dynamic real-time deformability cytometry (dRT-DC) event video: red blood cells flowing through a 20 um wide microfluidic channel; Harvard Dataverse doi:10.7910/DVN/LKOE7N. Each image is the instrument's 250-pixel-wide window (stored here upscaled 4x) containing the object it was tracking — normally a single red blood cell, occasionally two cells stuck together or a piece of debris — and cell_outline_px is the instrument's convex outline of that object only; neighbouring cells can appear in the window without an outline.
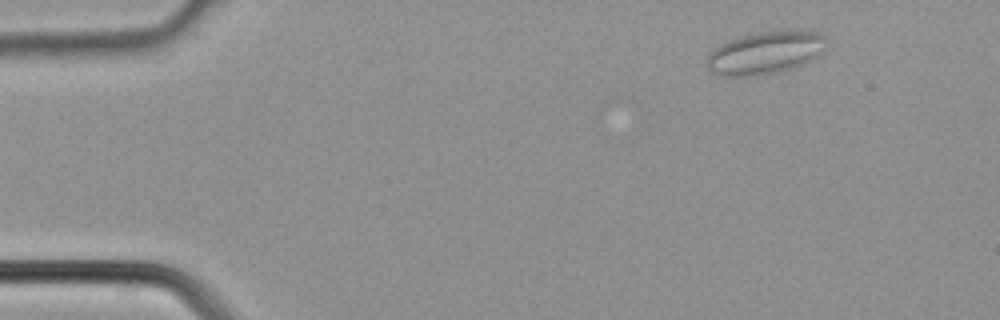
{"species": "common noctule bat (a hibernating species)", "species_latin": "Nyctalus noctula", "temperature_condition": "cold", "stored_images_in_passage": 3, "camera_frame_rate_fps": 3000, "um_per_image_px": 0.085, "animal": {"sex": "male", "body_mass_g": 21.5, "forearm_length_mm": 52.0}, "frame": {"image": 1, "passage_image": 1, "time_ms": 0.0, "image_size_px": [1000, 320], "cell_outline_px": [[824, 48], [820, 56], [804, 64], [780, 72], [756, 76], [720, 76], [712, 72], [708, 68], [708, 52], [720, 44], [728, 40], [760, 32], [816, 32], [824, 36]], "centroid_in_image_um": [65.01, 4.53], "position_along_channel_um": 20.0, "area_um2": 29.3}}